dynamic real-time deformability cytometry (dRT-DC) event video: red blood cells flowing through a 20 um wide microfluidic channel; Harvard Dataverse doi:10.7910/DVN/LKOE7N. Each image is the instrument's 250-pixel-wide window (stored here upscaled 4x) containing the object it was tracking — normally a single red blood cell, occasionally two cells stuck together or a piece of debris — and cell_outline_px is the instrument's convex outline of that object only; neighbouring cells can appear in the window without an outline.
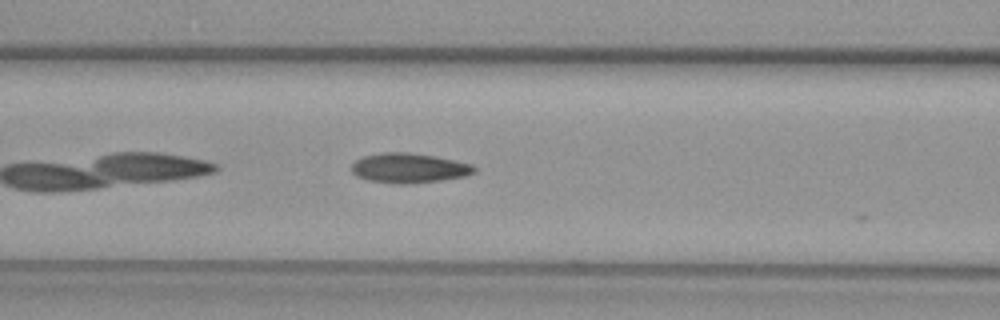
{"species": "common noctule bat (a hibernating species)", "species_latin": "Nyctalus noctula", "temperature_condition": "warm", "stored_images_in_passage": 6, "camera_frame_rate_fps": 3000, "um_per_image_px": 0.085, "animal": {"sex": "female", "body_mass_g": 29.2, "forearm_length_mm": 56.3}, "frame": {"image": 1, "passage_image": 6, "time_ms": 1.667, "image_size_px": [1000, 320], "cell_outline_px": [[476, 172], [468, 176], [440, 180], [408, 184], [392, 184], [368, 180], [356, 176], [352, 172], [352, 164], [356, 160], [364, 156], [384, 152], [404, 152], [432, 156], [472, 164], [476, 168]], "centroid_in_image_um": [34.76, 14.3], "position_along_channel_um": 131.8, "area_um2": 21.21}}